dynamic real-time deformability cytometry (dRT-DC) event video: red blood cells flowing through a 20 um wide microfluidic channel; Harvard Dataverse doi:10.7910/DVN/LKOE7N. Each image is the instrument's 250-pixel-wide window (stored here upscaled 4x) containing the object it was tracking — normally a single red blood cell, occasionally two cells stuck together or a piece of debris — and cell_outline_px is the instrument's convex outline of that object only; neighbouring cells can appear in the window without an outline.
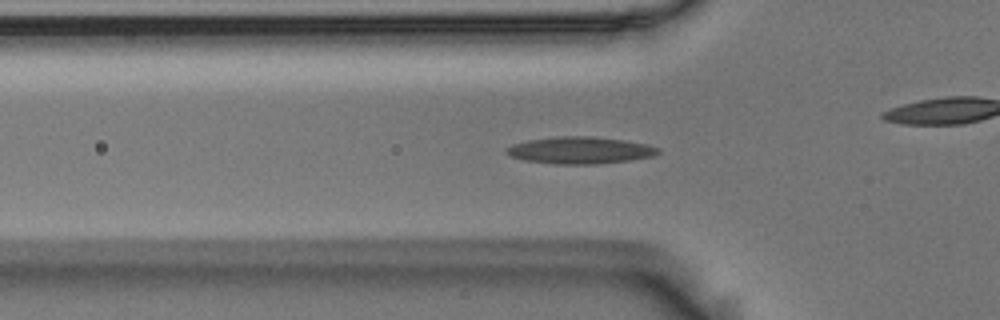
{"species": "Egyptian fruit bat (a non-hibernating species)", "species_latin": "Rousettus aegyptiacus", "temperature_condition": "room temperature", "stored_images_in_passage": 41, "camera_frame_rate_fps": 3000, "um_per_image_px": 0.085, "animal": {"sex": "male"}, "frame": {"image": 1, "passage_image": 3, "time_ms": 0.667, "image_size_px": [1000, 320], "cell_outline_px": [[660, 152], [652, 156], [628, 160], [596, 164], [556, 164], [524, 160], [512, 156], [504, 152], [504, 148], [512, 144], [528, 140], [556, 136], [588, 136], [620, 140], [644, 144], [660, 148]], "centroid_in_image_um": [49.23, 12.77], "position_along_channel_um": 76.6, "area_um2": 23.58}}
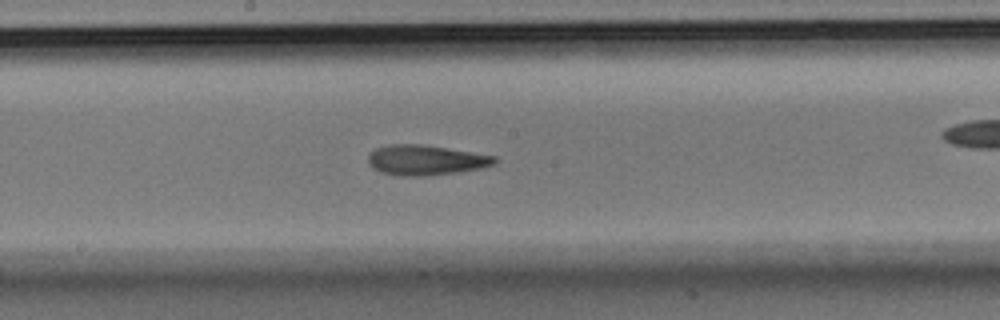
{"frame": {"image": 2, "passage_image": 14, "time_ms": 4.333, "image_size_px": [1000, 320], "cell_outline_px": [[500, 160], [496, 164], [480, 168], [460, 172], [424, 176], [400, 176], [380, 172], [372, 168], [368, 164], [368, 156], [376, 148], [388, 144], [420, 144], [496, 156]], "centroid_in_image_um": [36.19, 13.62], "position_along_channel_um": 212.0, "area_um2": 22.31}}
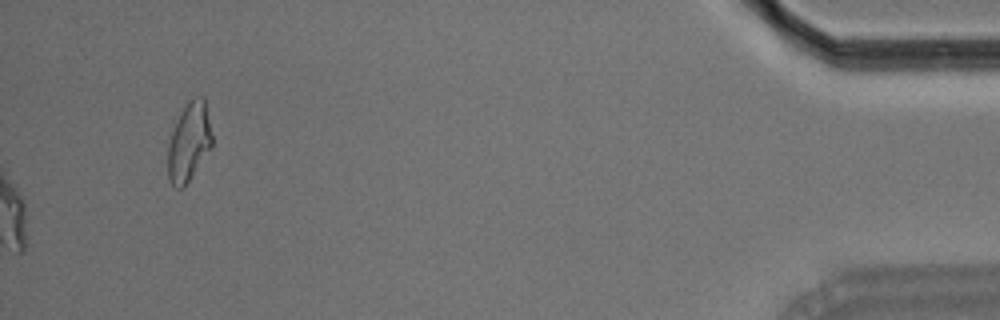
{"frame": {"image": 3, "passage_image": 41, "time_ms": 13.333, "image_size_px": [1000, 320], "cell_outline_px": [[212, 148], [184, 188], [176, 188], [168, 180], [168, 144], [172, 132], [188, 100], [196, 96], [204, 96], [212, 136]], "centroid_in_image_um": [16.08, 12.11], "position_along_channel_um": 419.1, "area_um2": 20.17}, "authors_computed_cell_mechanics": {"area_um2": 21.675, "velocity_mm_per_s": 3.6675, "shape_relaxation_time_tau1_ms": 9.4836, "shape_relaxation_time_tau2_ms": 2.2905, "deformation_change_tau1": 0.2218, "deformation_change_tau2": 0.1046}}